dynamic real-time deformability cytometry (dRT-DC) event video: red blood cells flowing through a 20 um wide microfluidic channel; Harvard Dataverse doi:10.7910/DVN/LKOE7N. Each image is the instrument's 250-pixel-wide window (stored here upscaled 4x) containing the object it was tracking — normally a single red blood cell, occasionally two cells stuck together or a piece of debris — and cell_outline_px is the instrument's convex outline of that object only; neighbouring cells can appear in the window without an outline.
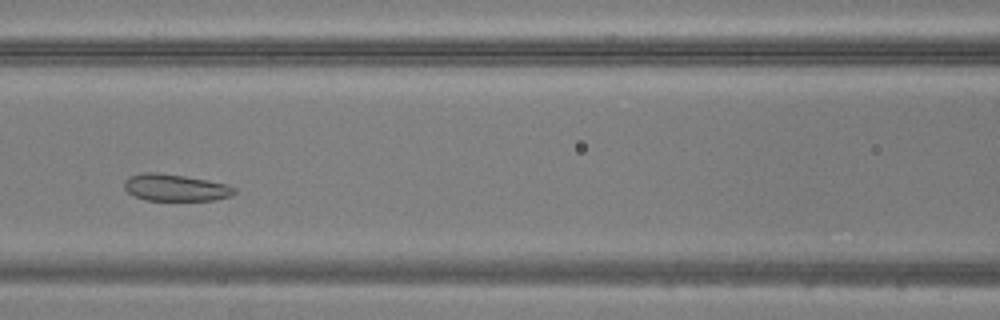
{"species": "common noctule bat (a hibernating species)", "species_latin": "Nyctalus noctula", "temperature_condition": "warm", "stored_images_in_passage": 43, "camera_frame_rate_fps": 3000, "um_per_image_px": 0.085, "animal": {"sex": "male", "body_mass_g": 20.5, "forearm_length_mm": 52.5}, "frame": {"image": 1, "passage_image": 15, "time_ms": 4.667, "image_size_px": [1000, 320], "cell_outline_px": [[236, 192], [232, 196], [212, 200], [144, 200], [128, 192], [124, 188], [124, 180], [128, 176], [144, 172], [156, 172], [184, 176], [208, 180], [228, 184], [236, 188]], "centroid_in_image_um": [14.91, 15.94], "position_along_channel_um": 151.7, "area_um2": 17.34}}
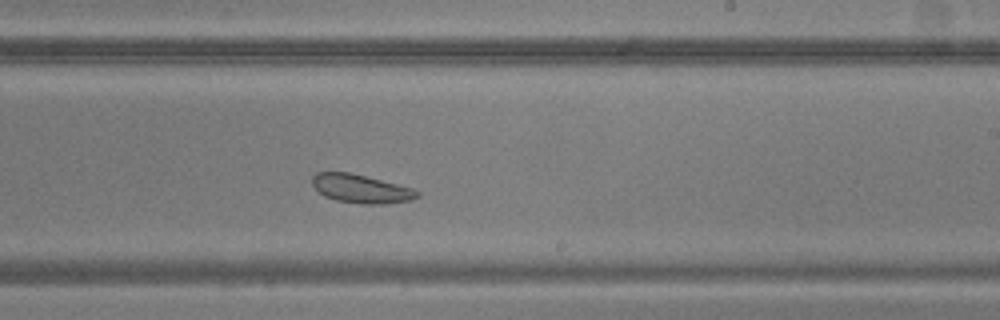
{"frame": {"image": 2, "passage_image": 23, "time_ms": 7.333, "image_size_px": [1000, 320], "cell_outline_px": [[420, 196], [412, 200], [384, 204], [360, 204], [336, 200], [324, 196], [312, 184], [312, 176], [316, 172], [348, 172], [412, 188], [420, 192]], "centroid_in_image_um": [30.68, 16.05], "position_along_channel_um": 258.3, "area_um2": 17.34}}
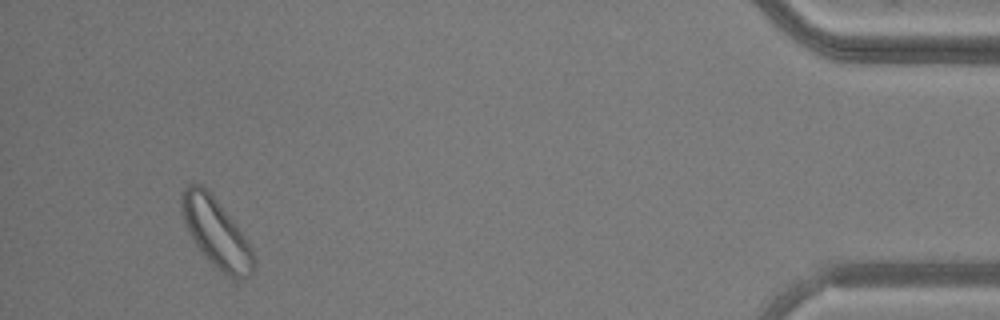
{"frame": {"image": 3, "passage_image": 40, "time_ms": 13.0, "image_size_px": [1000, 320], "cell_outline_px": [[256, 260], [252, 272], [248, 276], [240, 280], [236, 280], [228, 276], [216, 268], [208, 260], [192, 240], [184, 224], [180, 208], [180, 196], [184, 188], [188, 184], [200, 184], [212, 196], [244, 236], [252, 248]], "centroid_in_image_um": [18.35, 19.83], "position_along_channel_um": 416.9, "area_um2": 28.61}}